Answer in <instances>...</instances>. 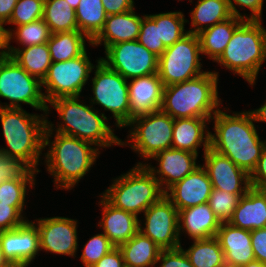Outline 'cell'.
I'll use <instances>...</instances> for the list:
<instances>
[{
	"label": "cell",
	"instance_id": "obj_1",
	"mask_svg": "<svg viewBox=\"0 0 266 267\" xmlns=\"http://www.w3.org/2000/svg\"><path fill=\"white\" fill-rule=\"evenodd\" d=\"M229 115L220 109L211 118L214 131L210 132V148L228 157L249 175L256 168L266 141L259 138L252 113L243 111Z\"/></svg>",
	"mask_w": 266,
	"mask_h": 267
},
{
	"label": "cell",
	"instance_id": "obj_2",
	"mask_svg": "<svg viewBox=\"0 0 266 267\" xmlns=\"http://www.w3.org/2000/svg\"><path fill=\"white\" fill-rule=\"evenodd\" d=\"M54 124L47 120L44 134V147L49 146L45 154L47 171L54 178L56 188L71 190L93 167L100 151L93 144L79 138L56 132Z\"/></svg>",
	"mask_w": 266,
	"mask_h": 267
},
{
	"label": "cell",
	"instance_id": "obj_3",
	"mask_svg": "<svg viewBox=\"0 0 266 267\" xmlns=\"http://www.w3.org/2000/svg\"><path fill=\"white\" fill-rule=\"evenodd\" d=\"M218 72L207 71L193 79L163 88L161 111L173 119L212 118L222 104Z\"/></svg>",
	"mask_w": 266,
	"mask_h": 267
},
{
	"label": "cell",
	"instance_id": "obj_4",
	"mask_svg": "<svg viewBox=\"0 0 266 267\" xmlns=\"http://www.w3.org/2000/svg\"><path fill=\"white\" fill-rule=\"evenodd\" d=\"M46 116L29 114L22 108L0 107V120L7 143V148H0V152L19 158L32 170L40 172L37 166L42 149H45Z\"/></svg>",
	"mask_w": 266,
	"mask_h": 267
},
{
	"label": "cell",
	"instance_id": "obj_5",
	"mask_svg": "<svg viewBox=\"0 0 266 267\" xmlns=\"http://www.w3.org/2000/svg\"><path fill=\"white\" fill-rule=\"evenodd\" d=\"M78 97H61L49 104L55 108L62 123L58 124L56 132L73 136L99 147L120 145L121 139L113 132L104 113L99 114L93 106L79 102ZM99 146V147H98Z\"/></svg>",
	"mask_w": 266,
	"mask_h": 267
},
{
	"label": "cell",
	"instance_id": "obj_6",
	"mask_svg": "<svg viewBox=\"0 0 266 267\" xmlns=\"http://www.w3.org/2000/svg\"><path fill=\"white\" fill-rule=\"evenodd\" d=\"M261 23L262 20H244L215 61L242 76L252 86L257 80L262 63L266 61V29Z\"/></svg>",
	"mask_w": 266,
	"mask_h": 267
},
{
	"label": "cell",
	"instance_id": "obj_7",
	"mask_svg": "<svg viewBox=\"0 0 266 267\" xmlns=\"http://www.w3.org/2000/svg\"><path fill=\"white\" fill-rule=\"evenodd\" d=\"M102 195L113 206L138 216L158 202L165 192L148 168L138 162L129 172L114 179Z\"/></svg>",
	"mask_w": 266,
	"mask_h": 267
},
{
	"label": "cell",
	"instance_id": "obj_8",
	"mask_svg": "<svg viewBox=\"0 0 266 267\" xmlns=\"http://www.w3.org/2000/svg\"><path fill=\"white\" fill-rule=\"evenodd\" d=\"M42 82L30 75L11 56L6 55L0 60V97L8 99L10 103L0 107L22 108L21 103L49 113V105L41 89Z\"/></svg>",
	"mask_w": 266,
	"mask_h": 267
},
{
	"label": "cell",
	"instance_id": "obj_9",
	"mask_svg": "<svg viewBox=\"0 0 266 267\" xmlns=\"http://www.w3.org/2000/svg\"><path fill=\"white\" fill-rule=\"evenodd\" d=\"M173 124L174 119L161 110L135 117L126 125L131 127L129 142L121 140L120 146L129 144L140 157L151 159L162 150L172 148Z\"/></svg>",
	"mask_w": 266,
	"mask_h": 267
},
{
	"label": "cell",
	"instance_id": "obj_10",
	"mask_svg": "<svg viewBox=\"0 0 266 267\" xmlns=\"http://www.w3.org/2000/svg\"><path fill=\"white\" fill-rule=\"evenodd\" d=\"M200 53L198 35L191 33L167 47L158 60V75L163 86L182 83L207 72L201 71Z\"/></svg>",
	"mask_w": 266,
	"mask_h": 267
},
{
	"label": "cell",
	"instance_id": "obj_11",
	"mask_svg": "<svg viewBox=\"0 0 266 267\" xmlns=\"http://www.w3.org/2000/svg\"><path fill=\"white\" fill-rule=\"evenodd\" d=\"M92 78V105H101L110 111L118 128H124L130 122V102L128 95V80L117 71L110 69L104 62L97 60Z\"/></svg>",
	"mask_w": 266,
	"mask_h": 267
},
{
	"label": "cell",
	"instance_id": "obj_12",
	"mask_svg": "<svg viewBox=\"0 0 266 267\" xmlns=\"http://www.w3.org/2000/svg\"><path fill=\"white\" fill-rule=\"evenodd\" d=\"M94 66L86 51L77 58L52 62L42 81L47 103L61 97H78L86 85Z\"/></svg>",
	"mask_w": 266,
	"mask_h": 267
},
{
	"label": "cell",
	"instance_id": "obj_13",
	"mask_svg": "<svg viewBox=\"0 0 266 267\" xmlns=\"http://www.w3.org/2000/svg\"><path fill=\"white\" fill-rule=\"evenodd\" d=\"M105 55L100 60L126 80L158 73L159 57L138 40L110 45L105 50Z\"/></svg>",
	"mask_w": 266,
	"mask_h": 267
},
{
	"label": "cell",
	"instance_id": "obj_14",
	"mask_svg": "<svg viewBox=\"0 0 266 267\" xmlns=\"http://www.w3.org/2000/svg\"><path fill=\"white\" fill-rule=\"evenodd\" d=\"M145 226L139 223V231L151 238L162 249L181 246L178 230V209L164 195L145 212ZM144 228V229H143Z\"/></svg>",
	"mask_w": 266,
	"mask_h": 267
},
{
	"label": "cell",
	"instance_id": "obj_15",
	"mask_svg": "<svg viewBox=\"0 0 266 267\" xmlns=\"http://www.w3.org/2000/svg\"><path fill=\"white\" fill-rule=\"evenodd\" d=\"M40 251L74 257L78 249L77 222L66 217L35 219Z\"/></svg>",
	"mask_w": 266,
	"mask_h": 267
},
{
	"label": "cell",
	"instance_id": "obj_16",
	"mask_svg": "<svg viewBox=\"0 0 266 267\" xmlns=\"http://www.w3.org/2000/svg\"><path fill=\"white\" fill-rule=\"evenodd\" d=\"M203 155L205 161L203 167L209 176L212 188L232 194H246L251 188L250 175L228 157L215 152L210 147Z\"/></svg>",
	"mask_w": 266,
	"mask_h": 267
},
{
	"label": "cell",
	"instance_id": "obj_17",
	"mask_svg": "<svg viewBox=\"0 0 266 267\" xmlns=\"http://www.w3.org/2000/svg\"><path fill=\"white\" fill-rule=\"evenodd\" d=\"M0 242L7 261L27 267L40 251L39 231L29 220L15 229L0 231Z\"/></svg>",
	"mask_w": 266,
	"mask_h": 267
},
{
	"label": "cell",
	"instance_id": "obj_18",
	"mask_svg": "<svg viewBox=\"0 0 266 267\" xmlns=\"http://www.w3.org/2000/svg\"><path fill=\"white\" fill-rule=\"evenodd\" d=\"M197 157V154L189 151L169 148L152 157V159L158 161V169L152 167L149 163H144V165L159 181L162 190L166 192L200 165L196 164Z\"/></svg>",
	"mask_w": 266,
	"mask_h": 267
},
{
	"label": "cell",
	"instance_id": "obj_19",
	"mask_svg": "<svg viewBox=\"0 0 266 267\" xmlns=\"http://www.w3.org/2000/svg\"><path fill=\"white\" fill-rule=\"evenodd\" d=\"M212 183L205 168L199 165L181 181L176 182L165 196L179 210L208 202Z\"/></svg>",
	"mask_w": 266,
	"mask_h": 267
},
{
	"label": "cell",
	"instance_id": "obj_20",
	"mask_svg": "<svg viewBox=\"0 0 266 267\" xmlns=\"http://www.w3.org/2000/svg\"><path fill=\"white\" fill-rule=\"evenodd\" d=\"M128 80L130 121L161 109L163 83L158 73Z\"/></svg>",
	"mask_w": 266,
	"mask_h": 267
},
{
	"label": "cell",
	"instance_id": "obj_21",
	"mask_svg": "<svg viewBox=\"0 0 266 267\" xmlns=\"http://www.w3.org/2000/svg\"><path fill=\"white\" fill-rule=\"evenodd\" d=\"M100 198L103 214L98 227L115 247H119L139 231L141 220L135 214L113 206L102 194Z\"/></svg>",
	"mask_w": 266,
	"mask_h": 267
},
{
	"label": "cell",
	"instance_id": "obj_22",
	"mask_svg": "<svg viewBox=\"0 0 266 267\" xmlns=\"http://www.w3.org/2000/svg\"><path fill=\"white\" fill-rule=\"evenodd\" d=\"M215 237L224 252L226 264L244 266L255 261L251 245V231L223 222Z\"/></svg>",
	"mask_w": 266,
	"mask_h": 267
},
{
	"label": "cell",
	"instance_id": "obj_23",
	"mask_svg": "<svg viewBox=\"0 0 266 267\" xmlns=\"http://www.w3.org/2000/svg\"><path fill=\"white\" fill-rule=\"evenodd\" d=\"M135 13L132 9L121 14L108 15L103 29L91 41V45L95 47L103 42L106 50L113 44L138 40L143 17Z\"/></svg>",
	"mask_w": 266,
	"mask_h": 267
},
{
	"label": "cell",
	"instance_id": "obj_24",
	"mask_svg": "<svg viewBox=\"0 0 266 267\" xmlns=\"http://www.w3.org/2000/svg\"><path fill=\"white\" fill-rule=\"evenodd\" d=\"M220 225L208 202L178 211L179 237L183 231L193 240L215 237Z\"/></svg>",
	"mask_w": 266,
	"mask_h": 267
},
{
	"label": "cell",
	"instance_id": "obj_25",
	"mask_svg": "<svg viewBox=\"0 0 266 267\" xmlns=\"http://www.w3.org/2000/svg\"><path fill=\"white\" fill-rule=\"evenodd\" d=\"M228 223L249 231L265 228L266 189L251 187L245 195L241 196Z\"/></svg>",
	"mask_w": 266,
	"mask_h": 267
},
{
	"label": "cell",
	"instance_id": "obj_26",
	"mask_svg": "<svg viewBox=\"0 0 266 267\" xmlns=\"http://www.w3.org/2000/svg\"><path fill=\"white\" fill-rule=\"evenodd\" d=\"M211 118L174 119L172 148L185 150L198 155L203 146L204 153L210 146V132L206 130ZM206 134V135H205Z\"/></svg>",
	"mask_w": 266,
	"mask_h": 267
},
{
	"label": "cell",
	"instance_id": "obj_27",
	"mask_svg": "<svg viewBox=\"0 0 266 267\" xmlns=\"http://www.w3.org/2000/svg\"><path fill=\"white\" fill-rule=\"evenodd\" d=\"M118 248L122 252L125 267H154L162 251V248L140 231Z\"/></svg>",
	"mask_w": 266,
	"mask_h": 267
},
{
	"label": "cell",
	"instance_id": "obj_28",
	"mask_svg": "<svg viewBox=\"0 0 266 267\" xmlns=\"http://www.w3.org/2000/svg\"><path fill=\"white\" fill-rule=\"evenodd\" d=\"M243 21L241 18L232 16L228 20L215 24L197 34L200 41L201 54H206L209 59L216 61L224 52L235 29Z\"/></svg>",
	"mask_w": 266,
	"mask_h": 267
},
{
	"label": "cell",
	"instance_id": "obj_29",
	"mask_svg": "<svg viewBox=\"0 0 266 267\" xmlns=\"http://www.w3.org/2000/svg\"><path fill=\"white\" fill-rule=\"evenodd\" d=\"M8 55L41 82L46 77L52 64L47 43L23 48H15L8 44Z\"/></svg>",
	"mask_w": 266,
	"mask_h": 267
},
{
	"label": "cell",
	"instance_id": "obj_30",
	"mask_svg": "<svg viewBox=\"0 0 266 267\" xmlns=\"http://www.w3.org/2000/svg\"><path fill=\"white\" fill-rule=\"evenodd\" d=\"M86 40H91L79 30L58 32L50 35L47 42L51 61H67L79 57L86 51Z\"/></svg>",
	"mask_w": 266,
	"mask_h": 267
},
{
	"label": "cell",
	"instance_id": "obj_31",
	"mask_svg": "<svg viewBox=\"0 0 266 267\" xmlns=\"http://www.w3.org/2000/svg\"><path fill=\"white\" fill-rule=\"evenodd\" d=\"M231 17L232 14L227 0H198L191 11V27L194 29L191 28L188 33L197 35L201 31Z\"/></svg>",
	"mask_w": 266,
	"mask_h": 267
},
{
	"label": "cell",
	"instance_id": "obj_32",
	"mask_svg": "<svg viewBox=\"0 0 266 267\" xmlns=\"http://www.w3.org/2000/svg\"><path fill=\"white\" fill-rule=\"evenodd\" d=\"M75 12L78 30L92 41L103 29L108 16L102 0H81Z\"/></svg>",
	"mask_w": 266,
	"mask_h": 267
},
{
	"label": "cell",
	"instance_id": "obj_33",
	"mask_svg": "<svg viewBox=\"0 0 266 267\" xmlns=\"http://www.w3.org/2000/svg\"><path fill=\"white\" fill-rule=\"evenodd\" d=\"M183 251L194 267H223L226 264L216 237L193 240L189 249Z\"/></svg>",
	"mask_w": 266,
	"mask_h": 267
},
{
	"label": "cell",
	"instance_id": "obj_34",
	"mask_svg": "<svg viewBox=\"0 0 266 267\" xmlns=\"http://www.w3.org/2000/svg\"><path fill=\"white\" fill-rule=\"evenodd\" d=\"M43 20L51 34L78 30L76 12L65 0H45Z\"/></svg>",
	"mask_w": 266,
	"mask_h": 267
},
{
	"label": "cell",
	"instance_id": "obj_35",
	"mask_svg": "<svg viewBox=\"0 0 266 267\" xmlns=\"http://www.w3.org/2000/svg\"><path fill=\"white\" fill-rule=\"evenodd\" d=\"M158 27V46L170 47L176 41L188 34L184 28L185 23L189 22L180 12H167L149 15Z\"/></svg>",
	"mask_w": 266,
	"mask_h": 267
},
{
	"label": "cell",
	"instance_id": "obj_36",
	"mask_svg": "<svg viewBox=\"0 0 266 267\" xmlns=\"http://www.w3.org/2000/svg\"><path fill=\"white\" fill-rule=\"evenodd\" d=\"M6 31L8 34V44L14 38L22 45V48L47 43L51 35L49 27L43 18L17 26L16 30L8 29Z\"/></svg>",
	"mask_w": 266,
	"mask_h": 267
},
{
	"label": "cell",
	"instance_id": "obj_37",
	"mask_svg": "<svg viewBox=\"0 0 266 267\" xmlns=\"http://www.w3.org/2000/svg\"><path fill=\"white\" fill-rule=\"evenodd\" d=\"M243 195L212 188L208 204L221 223L228 222Z\"/></svg>",
	"mask_w": 266,
	"mask_h": 267
},
{
	"label": "cell",
	"instance_id": "obj_38",
	"mask_svg": "<svg viewBox=\"0 0 266 267\" xmlns=\"http://www.w3.org/2000/svg\"><path fill=\"white\" fill-rule=\"evenodd\" d=\"M34 181L35 179H14L1 181L0 202L9 204L10 206H25L26 192L29 190L28 188L34 187Z\"/></svg>",
	"mask_w": 266,
	"mask_h": 267
},
{
	"label": "cell",
	"instance_id": "obj_39",
	"mask_svg": "<svg viewBox=\"0 0 266 267\" xmlns=\"http://www.w3.org/2000/svg\"><path fill=\"white\" fill-rule=\"evenodd\" d=\"M45 0H18L7 24H28L43 18Z\"/></svg>",
	"mask_w": 266,
	"mask_h": 267
},
{
	"label": "cell",
	"instance_id": "obj_40",
	"mask_svg": "<svg viewBox=\"0 0 266 267\" xmlns=\"http://www.w3.org/2000/svg\"><path fill=\"white\" fill-rule=\"evenodd\" d=\"M38 172L32 170L19 158L0 152V182L14 179H35Z\"/></svg>",
	"mask_w": 266,
	"mask_h": 267
},
{
	"label": "cell",
	"instance_id": "obj_41",
	"mask_svg": "<svg viewBox=\"0 0 266 267\" xmlns=\"http://www.w3.org/2000/svg\"><path fill=\"white\" fill-rule=\"evenodd\" d=\"M114 248L104 233L96 234L84 245L80 256L81 262L85 267H91Z\"/></svg>",
	"mask_w": 266,
	"mask_h": 267
},
{
	"label": "cell",
	"instance_id": "obj_42",
	"mask_svg": "<svg viewBox=\"0 0 266 267\" xmlns=\"http://www.w3.org/2000/svg\"><path fill=\"white\" fill-rule=\"evenodd\" d=\"M138 42L158 57L166 50L165 46H158V27L149 15H143Z\"/></svg>",
	"mask_w": 266,
	"mask_h": 267
},
{
	"label": "cell",
	"instance_id": "obj_43",
	"mask_svg": "<svg viewBox=\"0 0 266 267\" xmlns=\"http://www.w3.org/2000/svg\"><path fill=\"white\" fill-rule=\"evenodd\" d=\"M24 206H10L0 202V231L12 230L27 220L23 217Z\"/></svg>",
	"mask_w": 266,
	"mask_h": 267
},
{
	"label": "cell",
	"instance_id": "obj_44",
	"mask_svg": "<svg viewBox=\"0 0 266 267\" xmlns=\"http://www.w3.org/2000/svg\"><path fill=\"white\" fill-rule=\"evenodd\" d=\"M264 0H227L229 9L231 11L232 16L241 18L243 20H252V21H261L262 19V7ZM239 6L242 9L248 8L251 10V15L246 16V14L241 15L239 10L235 6Z\"/></svg>",
	"mask_w": 266,
	"mask_h": 267
},
{
	"label": "cell",
	"instance_id": "obj_45",
	"mask_svg": "<svg viewBox=\"0 0 266 267\" xmlns=\"http://www.w3.org/2000/svg\"><path fill=\"white\" fill-rule=\"evenodd\" d=\"M160 267H194L183 251L182 246L175 249H162L158 262Z\"/></svg>",
	"mask_w": 266,
	"mask_h": 267
},
{
	"label": "cell",
	"instance_id": "obj_46",
	"mask_svg": "<svg viewBox=\"0 0 266 267\" xmlns=\"http://www.w3.org/2000/svg\"><path fill=\"white\" fill-rule=\"evenodd\" d=\"M251 245L255 260L266 263V227L251 231Z\"/></svg>",
	"mask_w": 266,
	"mask_h": 267
},
{
	"label": "cell",
	"instance_id": "obj_47",
	"mask_svg": "<svg viewBox=\"0 0 266 267\" xmlns=\"http://www.w3.org/2000/svg\"><path fill=\"white\" fill-rule=\"evenodd\" d=\"M250 185L256 189H266V144L256 168L250 174Z\"/></svg>",
	"mask_w": 266,
	"mask_h": 267
},
{
	"label": "cell",
	"instance_id": "obj_48",
	"mask_svg": "<svg viewBox=\"0 0 266 267\" xmlns=\"http://www.w3.org/2000/svg\"><path fill=\"white\" fill-rule=\"evenodd\" d=\"M91 267H125L121 250L115 247Z\"/></svg>",
	"mask_w": 266,
	"mask_h": 267
},
{
	"label": "cell",
	"instance_id": "obj_49",
	"mask_svg": "<svg viewBox=\"0 0 266 267\" xmlns=\"http://www.w3.org/2000/svg\"><path fill=\"white\" fill-rule=\"evenodd\" d=\"M107 15L121 14L134 9V0H102Z\"/></svg>",
	"mask_w": 266,
	"mask_h": 267
},
{
	"label": "cell",
	"instance_id": "obj_50",
	"mask_svg": "<svg viewBox=\"0 0 266 267\" xmlns=\"http://www.w3.org/2000/svg\"><path fill=\"white\" fill-rule=\"evenodd\" d=\"M18 0H0V21L7 24Z\"/></svg>",
	"mask_w": 266,
	"mask_h": 267
},
{
	"label": "cell",
	"instance_id": "obj_51",
	"mask_svg": "<svg viewBox=\"0 0 266 267\" xmlns=\"http://www.w3.org/2000/svg\"><path fill=\"white\" fill-rule=\"evenodd\" d=\"M3 25L0 21V53L8 55V34Z\"/></svg>",
	"mask_w": 266,
	"mask_h": 267
},
{
	"label": "cell",
	"instance_id": "obj_52",
	"mask_svg": "<svg viewBox=\"0 0 266 267\" xmlns=\"http://www.w3.org/2000/svg\"><path fill=\"white\" fill-rule=\"evenodd\" d=\"M255 122H266V102L260 108L250 111Z\"/></svg>",
	"mask_w": 266,
	"mask_h": 267
},
{
	"label": "cell",
	"instance_id": "obj_53",
	"mask_svg": "<svg viewBox=\"0 0 266 267\" xmlns=\"http://www.w3.org/2000/svg\"><path fill=\"white\" fill-rule=\"evenodd\" d=\"M242 267H266V263H262L260 261H252Z\"/></svg>",
	"mask_w": 266,
	"mask_h": 267
},
{
	"label": "cell",
	"instance_id": "obj_54",
	"mask_svg": "<svg viewBox=\"0 0 266 267\" xmlns=\"http://www.w3.org/2000/svg\"><path fill=\"white\" fill-rule=\"evenodd\" d=\"M0 267H27V266H25V265H20V264L15 263V262L7 261V262L4 263L3 265H0Z\"/></svg>",
	"mask_w": 266,
	"mask_h": 267
},
{
	"label": "cell",
	"instance_id": "obj_55",
	"mask_svg": "<svg viewBox=\"0 0 266 267\" xmlns=\"http://www.w3.org/2000/svg\"><path fill=\"white\" fill-rule=\"evenodd\" d=\"M74 10L77 9L81 0H65Z\"/></svg>",
	"mask_w": 266,
	"mask_h": 267
},
{
	"label": "cell",
	"instance_id": "obj_56",
	"mask_svg": "<svg viewBox=\"0 0 266 267\" xmlns=\"http://www.w3.org/2000/svg\"><path fill=\"white\" fill-rule=\"evenodd\" d=\"M6 262H7V260L4 258L3 250H2L1 242H0V265H3Z\"/></svg>",
	"mask_w": 266,
	"mask_h": 267
},
{
	"label": "cell",
	"instance_id": "obj_57",
	"mask_svg": "<svg viewBox=\"0 0 266 267\" xmlns=\"http://www.w3.org/2000/svg\"><path fill=\"white\" fill-rule=\"evenodd\" d=\"M223 267H242V266H233V265L225 264Z\"/></svg>",
	"mask_w": 266,
	"mask_h": 267
},
{
	"label": "cell",
	"instance_id": "obj_58",
	"mask_svg": "<svg viewBox=\"0 0 266 267\" xmlns=\"http://www.w3.org/2000/svg\"><path fill=\"white\" fill-rule=\"evenodd\" d=\"M4 56H6V55L3 54V53H0V60H1Z\"/></svg>",
	"mask_w": 266,
	"mask_h": 267
}]
</instances>
